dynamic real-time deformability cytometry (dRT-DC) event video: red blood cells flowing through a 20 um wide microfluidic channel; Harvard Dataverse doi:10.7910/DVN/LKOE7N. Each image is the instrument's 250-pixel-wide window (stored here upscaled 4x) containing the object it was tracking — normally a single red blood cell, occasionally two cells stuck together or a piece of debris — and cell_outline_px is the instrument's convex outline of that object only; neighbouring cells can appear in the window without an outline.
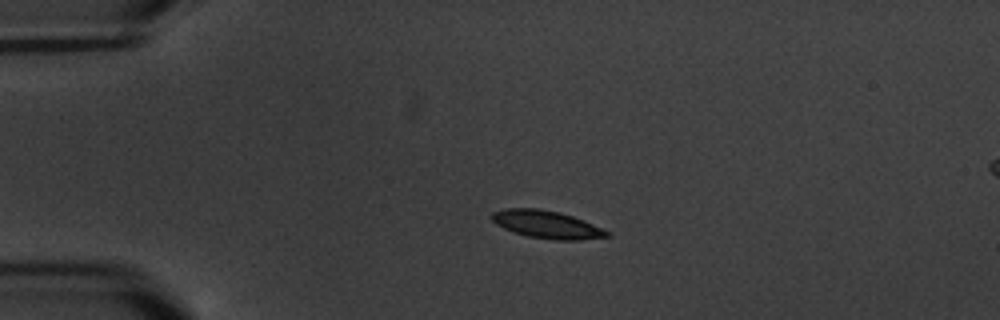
{"species": "common noctule bat (a hibernating species)", "species_latin": "Nyctalus noctula", "temperature_condition": "warm", "stored_images_in_passage": 5, "camera_frame_rate_fps": 3000, "um_per_image_px": 0.085, "animal": {"sex": "male", "body_mass_g": 20.1, "forearm_length_mm": 53.5}, "frame": {"image": 1, "passage_image": 3, "time_ms": 2.333, "image_size_px": [1000, 320], "cell_outline_px": [[612, 236], [580, 240], [556, 240], [528, 236], [512, 232], [496, 224], [492, 220], [492, 212], [504, 208], [540, 208], [560, 212], [584, 220], [608, 232]], "centroid_in_image_um": [46.45, 19.07], "position_along_channel_um": 38.5, "area_um2": 18.55}}